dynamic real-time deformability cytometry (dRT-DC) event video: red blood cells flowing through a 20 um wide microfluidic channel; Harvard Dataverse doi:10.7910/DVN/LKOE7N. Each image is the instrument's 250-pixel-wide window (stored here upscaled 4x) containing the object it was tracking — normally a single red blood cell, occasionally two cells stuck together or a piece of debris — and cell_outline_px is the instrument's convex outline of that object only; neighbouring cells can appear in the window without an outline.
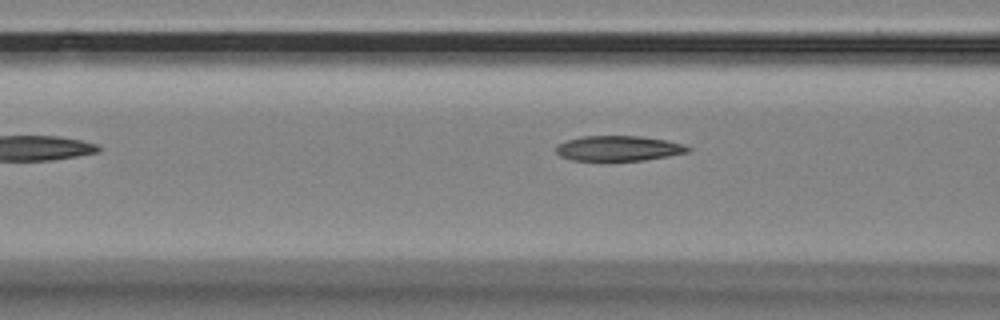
{"species": "Egyptian fruit bat (a non-hibernating species)", "species_latin": "Rousettus aegyptiacus", "temperature_condition": "room temperature", "stored_images_in_passage": 8, "camera_frame_rate_fps": 3000, "um_per_image_px": 0.085, "animal": {"sex": "female"}, "frame": {"image": 1, "passage_image": 6, "time_ms": 1.667, "image_size_px": [1000, 320], "cell_outline_px": [[692, 148], [688, 152], [668, 156], [644, 160], [572, 160], [560, 156], [556, 152], [556, 148], [560, 144], [568, 140], [580, 136], [640, 136], [668, 140], [684, 144]], "centroid_in_image_um": [52.61, 12.6], "position_along_channel_um": 114.0, "area_um2": 19.25}}